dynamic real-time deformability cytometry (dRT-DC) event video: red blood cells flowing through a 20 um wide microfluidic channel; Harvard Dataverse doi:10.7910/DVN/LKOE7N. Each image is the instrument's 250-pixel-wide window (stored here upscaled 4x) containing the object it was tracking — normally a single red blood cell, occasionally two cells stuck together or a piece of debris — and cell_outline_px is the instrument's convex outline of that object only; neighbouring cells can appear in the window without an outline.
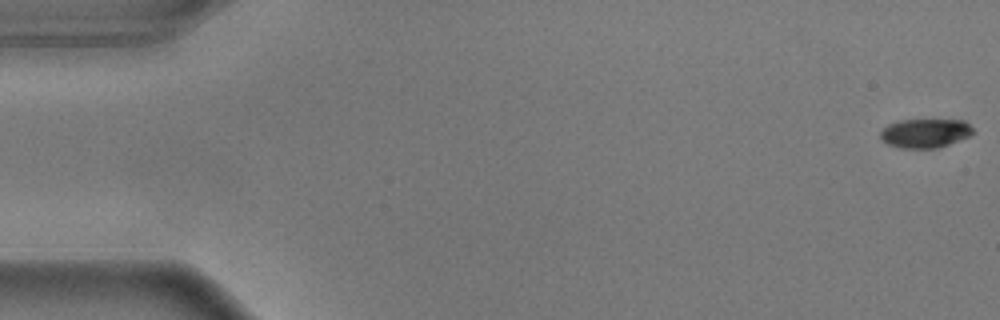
{"species": "common noctule bat (a hibernating species)", "species_latin": "Nyctalus noctula", "temperature_condition": "warm", "stored_images_in_passage": 56, "camera_frame_rate_fps": 3000, "um_per_image_px": 0.085, "animal": {"sex": "male", "body_mass_g": 17.9}, "frame": {"image": 1, "passage_image": 1, "time_ms": 0.0, "image_size_px": [1000, 320], "cell_outline_px": [[976, 132], [968, 136], [948, 144], [936, 148], [900, 148], [888, 144], [880, 136], [880, 132], [888, 124], [900, 120], [964, 120]], "centroid_in_image_um": [78.64, 11.31], "position_along_channel_um": 6.4, "area_um2": 15.49}}
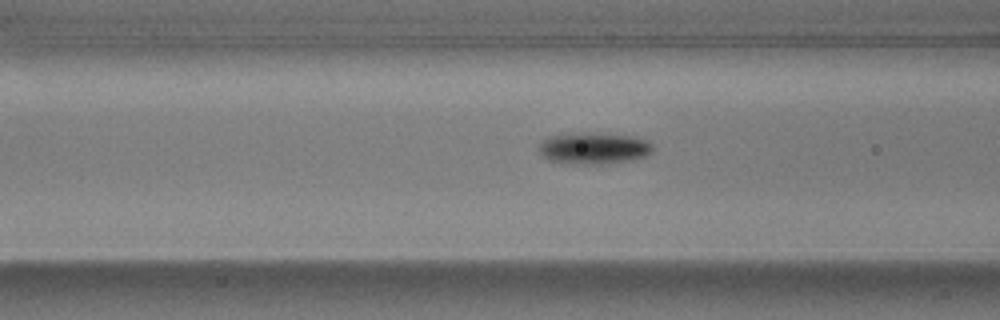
{"frame": {"image": 2, "passage_image": 22, "time_ms": 7.0, "image_size_px": [1000, 320], "cell_outline_px": [[652, 152], [648, 156], [632, 160], [600, 164], [584, 164], [548, 160], [536, 148], [548, 136], [576, 132], [588, 132], [636, 136], [652, 144]], "centroid_in_image_um": [50.48, 12.58], "position_along_channel_um": 116.1, "area_um2": 21.1}}
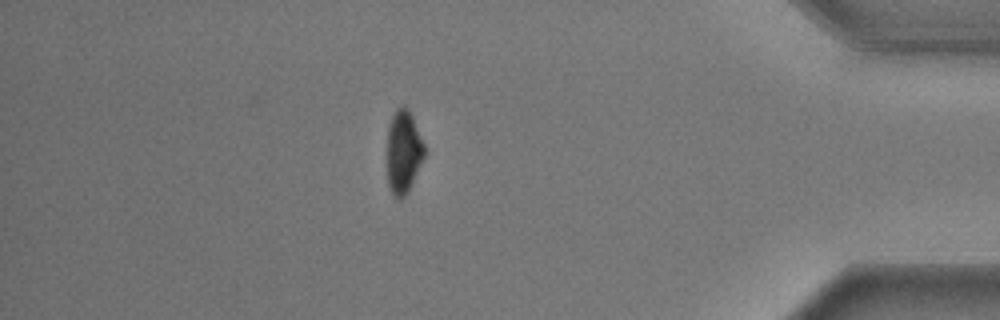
{"frame": {"image": 3, "passage_image": 49, "time_ms": 16.0, "image_size_px": [1000, 320], "cell_outline_px": [[424, 156], [408, 192], [400, 200], [392, 192], [388, 184], [384, 152], [388, 124], [396, 108], [404, 104], [408, 108], [412, 116], [424, 144]], "centroid_in_image_um": [34.22, 12.87], "position_along_channel_um": 401.0, "area_um2": 18.67}, "authors_computed_cell_mechanics": {"area_um2": 18.9295, "velocity_mm_per_s": 3.6201, "shape_relaxation_time_tau1_ms": 2.7805, "shape_relaxation_time_tau2_ms": null, "deformation_change_tau1": 0.1541, "deformation_change_tau2": null}}